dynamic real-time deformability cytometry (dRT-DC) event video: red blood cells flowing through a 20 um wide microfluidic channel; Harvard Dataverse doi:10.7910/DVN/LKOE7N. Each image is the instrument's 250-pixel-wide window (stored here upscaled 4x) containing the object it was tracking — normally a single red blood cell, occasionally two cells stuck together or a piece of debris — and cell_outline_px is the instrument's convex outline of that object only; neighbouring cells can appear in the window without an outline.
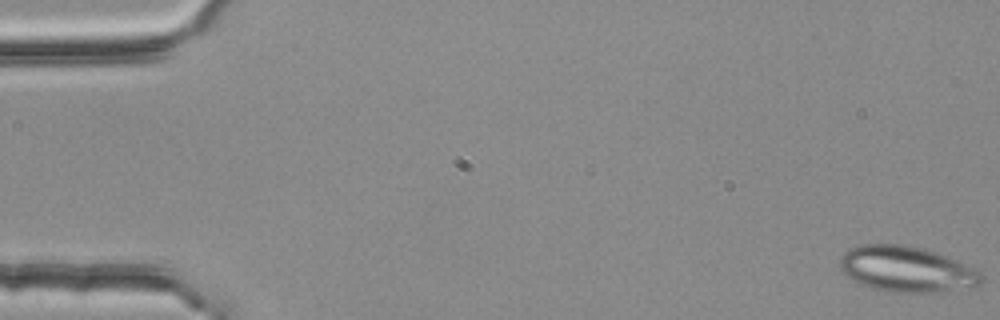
{"species": "common noctule bat (a hibernating species)", "species_latin": "Nyctalus noctula", "temperature_condition": "room temperature", "stored_images_in_passage": 4, "camera_frame_rate_fps": 3000, "um_per_image_px": 0.085, "animal": {"sex": "female", "body_mass_g": 25.1}, "frame": {"image": 1, "passage_image": 1, "time_ms": 0.0, "image_size_px": [1000, 320], "cell_outline_px": [[984, 280], [980, 284], [932, 292], [884, 292], [860, 284], [852, 280], [840, 272], [840, 256], [844, 252], [860, 244], [904, 244], [924, 248], [948, 256], [980, 272], [984, 276]], "centroid_in_image_um": [76.99, 22.86], "position_along_channel_um": 8.0, "area_um2": 37.69}}